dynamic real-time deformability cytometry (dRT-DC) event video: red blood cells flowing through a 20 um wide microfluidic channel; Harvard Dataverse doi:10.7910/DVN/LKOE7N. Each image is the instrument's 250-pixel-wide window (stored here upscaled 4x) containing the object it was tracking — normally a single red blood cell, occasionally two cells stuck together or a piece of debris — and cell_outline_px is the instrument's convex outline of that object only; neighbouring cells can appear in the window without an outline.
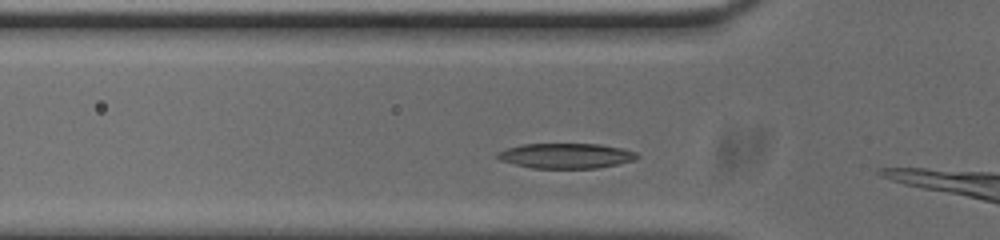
{"species": "common noctule bat (a hibernating species)", "species_latin": "Nyctalus noctula", "temperature_condition": "cold", "stored_images_in_passage": 4, "camera_frame_rate_fps": 3000, "um_per_image_px": 0.085, "animal": {"sex": "male", "body_mass_g": 20.0, "forearm_length_mm": 53.3}, "frame": {"image": 1, "passage_image": 2, "time_ms": 0.333, "image_size_px": [1000, 240], "cell_outline_px": [[640, 156], [632, 160], [616, 164], [596, 168], [532, 168], [500, 160], [496, 156], [496, 152], [508, 148], [524, 144], [600, 144], [620, 148], [636, 152]], "centroid_in_image_um": [48.09, 13.24], "position_along_channel_um": 77.7, "area_um2": 20.17}}